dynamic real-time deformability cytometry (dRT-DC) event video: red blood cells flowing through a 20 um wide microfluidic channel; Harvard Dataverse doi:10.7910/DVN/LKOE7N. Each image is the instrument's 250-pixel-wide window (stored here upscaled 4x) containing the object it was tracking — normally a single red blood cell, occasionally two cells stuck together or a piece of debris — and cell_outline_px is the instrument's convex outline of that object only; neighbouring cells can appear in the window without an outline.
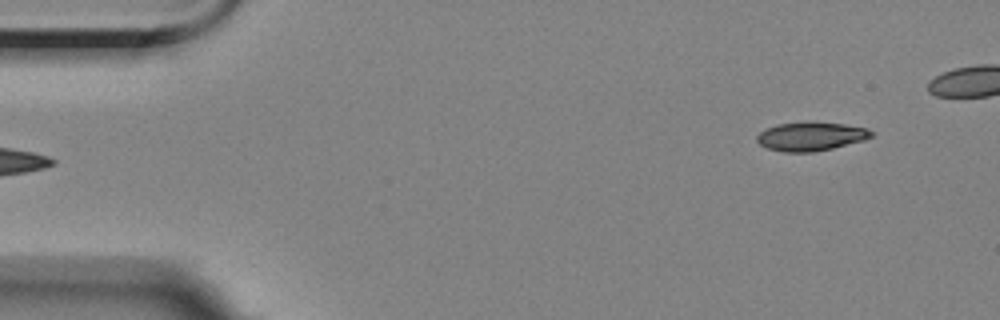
{"species": "Egyptian fruit bat (a non-hibernating species)", "species_latin": "Rousettus aegyptiacus", "temperature_condition": "room temperature", "stored_images_in_passage": 6, "camera_frame_rate_fps": 3000, "um_per_image_px": 0.085, "animal": {"sex": "female"}, "frame": {"image": 1, "passage_image": 6, "time_ms": 6.0, "image_size_px": [1000, 320], "cell_outline_px": [[876, 132], [872, 136], [864, 140], [832, 148], [812, 152], [784, 152], [768, 148], [760, 144], [756, 140], [756, 136], [764, 128], [776, 124], [804, 120], [808, 120], [844, 124], [868, 128]], "centroid_in_image_um": [68.92, 11.56], "position_along_channel_um": 16.1, "area_um2": 19.65}}